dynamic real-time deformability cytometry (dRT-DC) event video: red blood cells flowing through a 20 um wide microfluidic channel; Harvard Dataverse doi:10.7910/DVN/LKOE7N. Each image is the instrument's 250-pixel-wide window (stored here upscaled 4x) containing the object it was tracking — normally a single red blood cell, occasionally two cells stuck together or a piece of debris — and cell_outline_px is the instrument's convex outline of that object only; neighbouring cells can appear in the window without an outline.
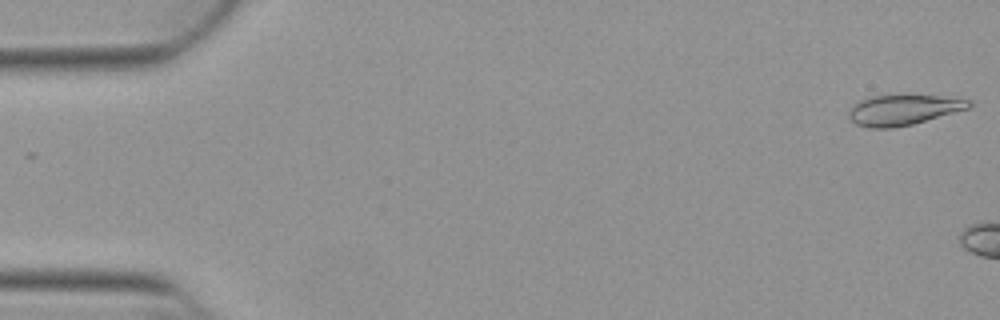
{"species": "Egyptian fruit bat (a non-hibernating species)", "species_latin": "Rousettus aegyptiacus", "temperature_condition": "warm", "stored_images_in_passage": 6, "camera_frame_rate_fps": 3000, "um_per_image_px": 0.085, "animal": {"sex": "female"}, "frame": {"image": 1, "passage_image": 1, "time_ms": 0.0, "image_size_px": [1000, 320], "cell_outline_px": [[972, 104], [968, 108], [912, 124], [892, 128], [868, 128], [856, 124], [848, 116], [848, 112], [860, 100], [872, 96], [936, 96], [972, 100]], "centroid_in_image_um": [76.75, 9.35], "position_along_channel_um": 8.2, "area_um2": 20.69}}